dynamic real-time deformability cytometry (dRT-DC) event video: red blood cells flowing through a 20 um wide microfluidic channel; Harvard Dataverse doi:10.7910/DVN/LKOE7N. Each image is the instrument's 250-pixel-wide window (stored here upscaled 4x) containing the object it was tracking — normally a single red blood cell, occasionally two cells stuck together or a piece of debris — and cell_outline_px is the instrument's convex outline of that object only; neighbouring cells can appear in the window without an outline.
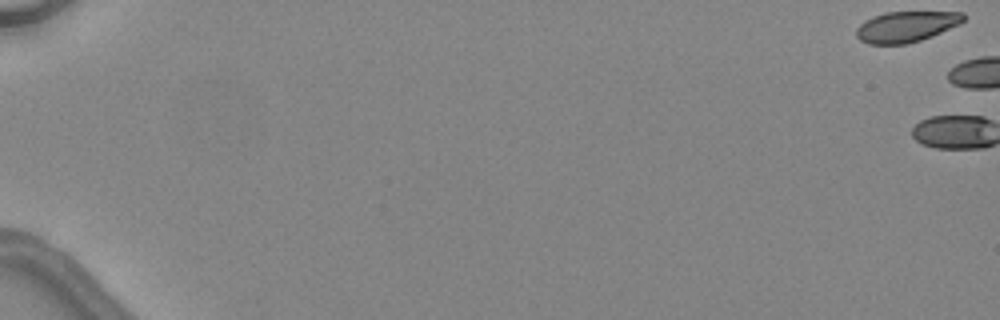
{"species": "common noctule bat (a hibernating species)", "species_latin": "Nyctalus noctula", "temperature_condition": "warm", "stored_images_in_passage": 7, "camera_frame_rate_fps": 3000, "um_per_image_px": 0.085, "animal": {"sex": "female", "body_mass_g": 24.6, "forearm_length_mm": 56.2}, "frame": {"image": 1, "passage_image": 1, "time_ms": 0.0, "image_size_px": [1000, 320], "cell_outline_px": [[964, 20], [960, 24], [932, 36], [908, 44], [868, 44], [860, 40], [856, 36], [856, 28], [864, 20], [872, 16], [884, 12], [964, 12]], "centroid_in_image_um": [77.0, 2.26], "position_along_channel_um": 8.0, "area_um2": 19.31}}